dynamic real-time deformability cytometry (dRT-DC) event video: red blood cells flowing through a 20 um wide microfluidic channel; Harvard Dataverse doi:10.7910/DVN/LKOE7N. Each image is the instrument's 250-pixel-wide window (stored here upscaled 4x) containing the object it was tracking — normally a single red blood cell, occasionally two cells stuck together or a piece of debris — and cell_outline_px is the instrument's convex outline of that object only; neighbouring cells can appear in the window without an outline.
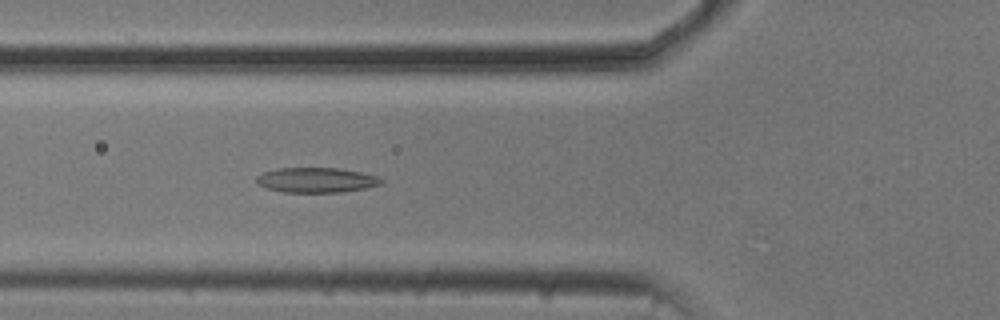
{"species": "common noctule bat (a hibernating species)", "species_latin": "Nyctalus noctula", "temperature_condition": "cold", "stored_images_in_passage": 53, "camera_frame_rate_fps": 3000, "um_per_image_px": 0.085, "animal": {"sex": "male", "body_mass_g": 20.5, "forearm_length_mm": 52.5}, "frame": {"image": 1, "passage_image": 19, "time_ms": 6.0, "image_size_px": [1000, 320], "cell_outline_px": [[384, 184], [364, 188], [340, 192], [284, 192], [268, 188], [256, 184], [256, 176], [264, 172], [276, 168], [340, 168], [360, 172], [376, 176], [384, 180]], "centroid_in_image_um": [26.88, 15.3], "position_along_channel_um": 98.9, "area_um2": 18.15}}
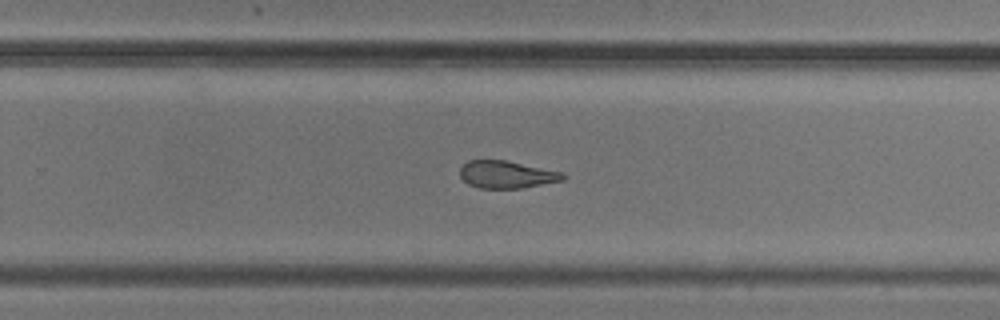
{"frame": {"image": 2, "passage_image": 34, "time_ms": 11.0, "image_size_px": [1000, 320], "cell_outline_px": [[568, 176], [564, 180], [520, 188], [480, 188], [468, 184], [460, 176], [460, 168], [468, 160], [504, 160], [560, 172]], "centroid_in_image_um": [43.04, 14.84], "position_along_channel_um": 286.8, "area_um2": 16.18}}
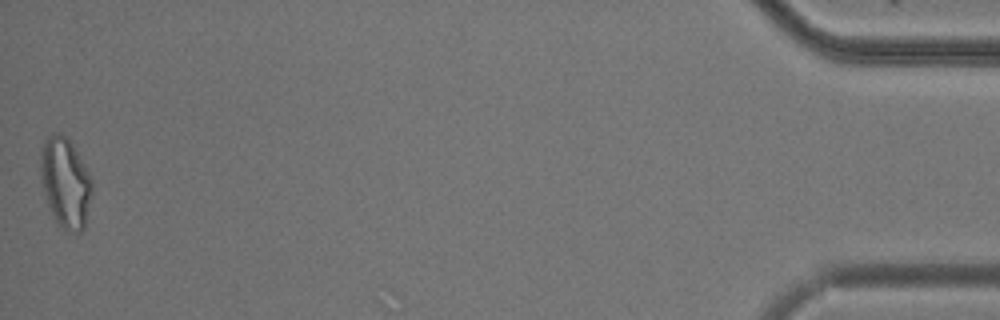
{"frame": {"image": 3, "passage_image": 53, "time_ms": 17.333, "image_size_px": [1000, 320], "cell_outline_px": [[92, 196], [84, 228], [80, 232], [76, 232], [64, 228], [56, 224], [48, 204], [40, 176], [40, 148], [44, 140], [52, 132], [60, 132], [68, 136], [88, 172], [92, 180]], "centroid_in_image_um": [5.55, 15.48], "position_along_channel_um": 429.7, "area_um2": 27.22}, "authors_computed_cell_mechanics": {"area_um2": 19.363, "velocity_mm_per_s": 3.7501, "shape_relaxation_time_tau1_ms": 8.2639, "shape_relaxation_time_tau2_ms": 3.7925, "deformation_change_tau1": 0.1986, "deformation_change_tau2": 0.1289}}